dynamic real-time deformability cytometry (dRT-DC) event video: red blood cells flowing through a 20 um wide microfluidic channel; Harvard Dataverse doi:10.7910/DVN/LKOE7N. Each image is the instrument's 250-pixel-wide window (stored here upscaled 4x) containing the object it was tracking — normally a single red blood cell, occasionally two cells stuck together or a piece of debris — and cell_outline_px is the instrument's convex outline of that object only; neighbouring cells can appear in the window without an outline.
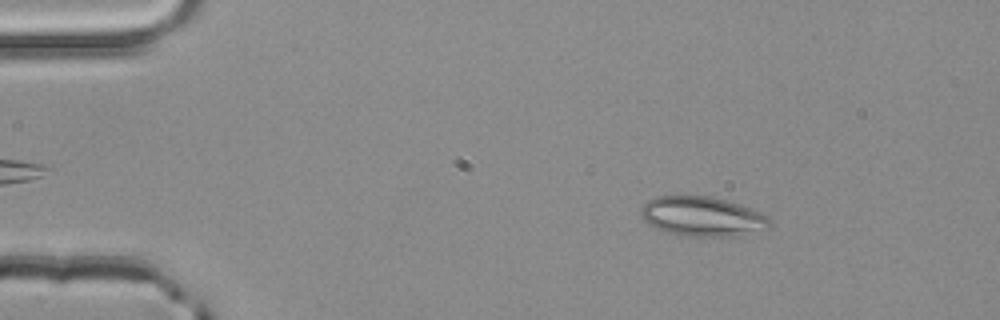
{"species": "common noctule bat (a hibernating species)", "species_latin": "Nyctalus noctula", "temperature_condition": "room temperature", "stored_images_in_passage": 52, "camera_frame_rate_fps": 3000, "um_per_image_px": 0.085, "animal": {"sex": "male", "body_mass_g": 20.4}, "frame": {"image": 1, "passage_image": 8, "time_ms": 2.333, "image_size_px": [1000, 320], "cell_outline_px": [[772, 228], [740, 236], [684, 236], [668, 232], [656, 228], [648, 224], [640, 216], [640, 208], [648, 200], [656, 196], [712, 196], [728, 200], [764, 212], [772, 220]], "centroid_in_image_um": [59.77, 18.4], "position_along_channel_um": 25.2, "area_um2": 30.4}}
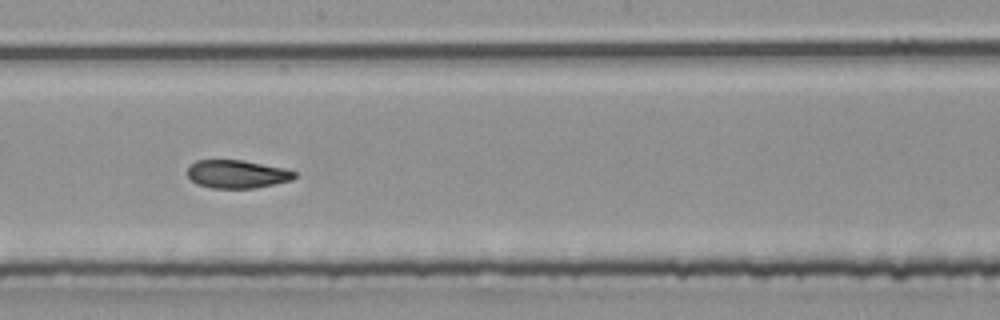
{"frame": {"image": 2, "passage_image": 29, "time_ms": 9.333, "image_size_px": [1000, 320], "cell_outline_px": [[296, 176], [292, 180], [256, 188], [212, 188], [196, 184], [188, 176], [188, 168], [196, 160], [244, 160], [284, 168], [296, 172]], "centroid_in_image_um": [20.16, 14.8], "position_along_channel_um": 228.0, "area_um2": 17.57}}
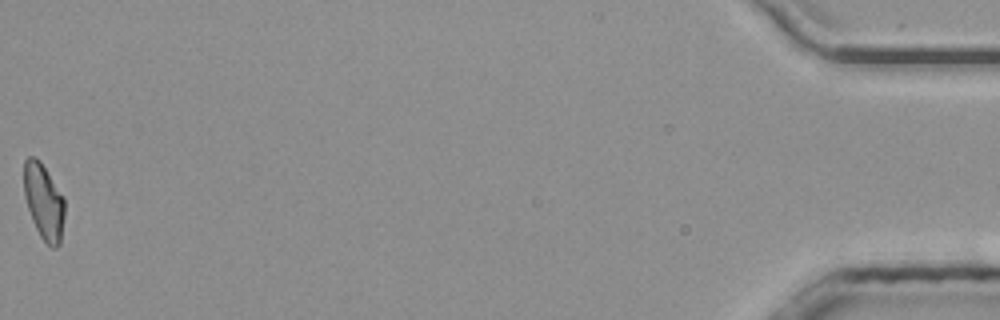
{"frame": {"image": 3, "passage_image": 52, "time_ms": 17.0, "image_size_px": [1000, 320], "cell_outline_px": [[64, 216], [60, 244], [56, 248], [52, 248], [40, 236], [32, 220], [24, 196], [24, 160], [28, 156], [36, 156], [40, 160], [64, 196]], "centroid_in_image_um": [3.72, 17.11], "position_along_channel_um": 431.5, "area_um2": 18.09}, "authors_computed_cell_mechanics": {"area_um2": 18.7561, "velocity_mm_per_s": 4.0268, "shape_relaxation_time_tau1_ms": 6.7999, "shape_relaxation_time_tau2_ms": 2.5892, "deformation_change_tau1": 0.1907, "deformation_change_tau2": 0.0813}}